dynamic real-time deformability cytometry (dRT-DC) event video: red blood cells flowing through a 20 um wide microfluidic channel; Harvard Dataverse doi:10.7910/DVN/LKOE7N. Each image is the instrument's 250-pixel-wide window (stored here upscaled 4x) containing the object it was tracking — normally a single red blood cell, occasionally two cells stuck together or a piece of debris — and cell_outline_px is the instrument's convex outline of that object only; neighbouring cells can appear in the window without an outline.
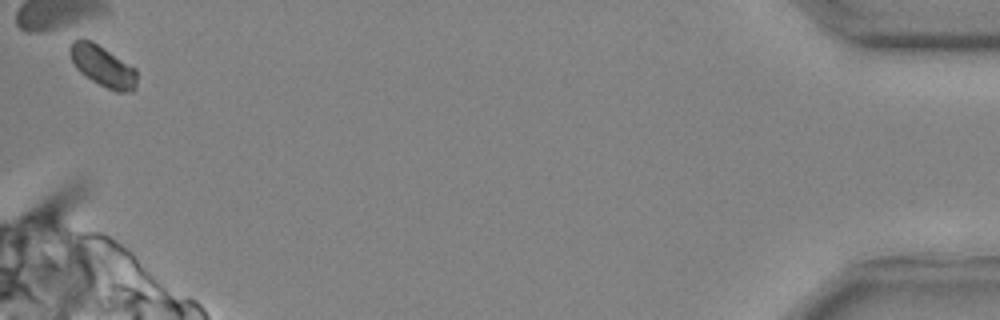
{"species": "common noctule bat (a hibernating species)", "species_latin": "Nyctalus noctula", "temperature_condition": "cold", "stored_images_in_passage": 38, "camera_frame_rate_fps": 3000, "um_per_image_px": 0.085, "animal": {"sex": "male", "body_mass_g": 20.4}, "frame": {"image": 1, "passage_image": 38, "time_ms": 12.333, "image_size_px": [1000, 320], "cell_outline_px": [[136, 88], [132, 92], [116, 92], [92, 80], [80, 72], [76, 68], [72, 60], [72, 44], [76, 40], [92, 40], [136, 68]], "centroid_in_image_um": [8.81, 5.65], "position_along_channel_um": 426.4, "area_um2": 15.61}}